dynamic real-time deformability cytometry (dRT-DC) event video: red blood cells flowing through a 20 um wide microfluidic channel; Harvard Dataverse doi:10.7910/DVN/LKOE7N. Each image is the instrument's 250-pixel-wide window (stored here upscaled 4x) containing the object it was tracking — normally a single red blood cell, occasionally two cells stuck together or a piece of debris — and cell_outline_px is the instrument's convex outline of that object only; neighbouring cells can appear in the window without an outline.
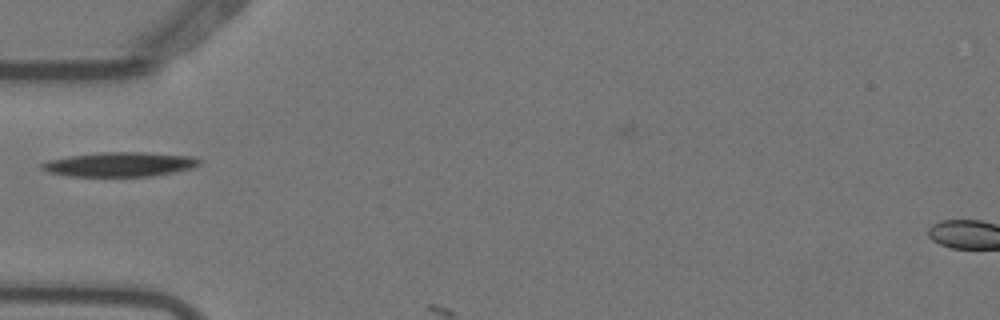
{"species": "Egyptian fruit bat (a non-hibernating species)", "species_latin": "Rousettus aegyptiacus", "temperature_condition": "warm", "stored_images_in_passage": 4, "camera_frame_rate_fps": 3000, "um_per_image_px": 0.085, "animal": {"sex": "female"}, "frame": {"image": 1, "passage_image": 3, "time_ms": 0.667, "image_size_px": [1000, 320], "cell_outline_px": [[200, 164], [192, 168], [152, 176], [68, 176], [48, 172], [40, 168], [40, 164], [48, 160], [68, 156], [100, 152], [140, 152], [192, 156], [200, 160]], "centroid_in_image_um": [10.14, 13.97], "position_along_channel_um": 74.9, "area_um2": 22.37}}